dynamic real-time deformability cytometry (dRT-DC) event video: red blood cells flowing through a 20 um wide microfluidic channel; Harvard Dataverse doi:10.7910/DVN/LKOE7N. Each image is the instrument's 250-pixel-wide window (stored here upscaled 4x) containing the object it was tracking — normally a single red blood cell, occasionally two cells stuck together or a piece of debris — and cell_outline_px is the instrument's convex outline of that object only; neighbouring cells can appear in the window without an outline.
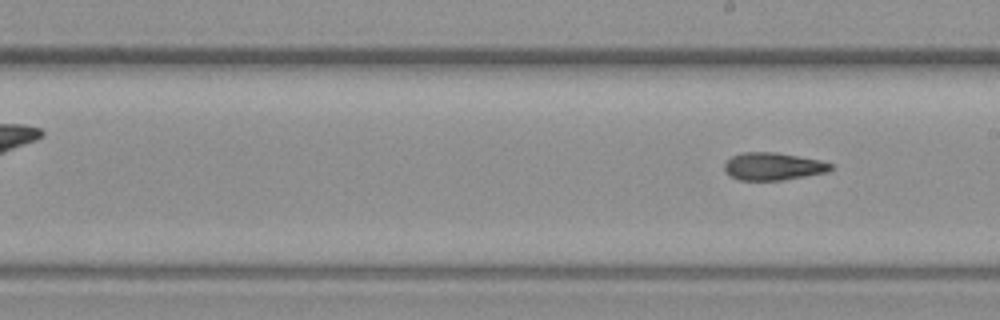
{"species": "common noctule bat (a hibernating species)", "species_latin": "Nyctalus noctula", "temperature_condition": "warm", "stored_images_in_passage": 13, "camera_frame_rate_fps": 3000, "um_per_image_px": 0.085, "animal": {"sex": "female", "body_mass_g": 19.3, "forearm_length_mm": 54.1}, "frame": {"image": 1, "passage_image": 13, "time_ms": 4.0, "image_size_px": [1000, 320], "cell_outline_px": [[832, 168], [828, 172], [780, 180], [736, 180], [724, 172], [724, 164], [732, 156], [744, 152], [776, 152], [820, 160], [832, 164]], "centroid_in_image_um": [65.68, 14.14], "position_along_channel_um": 223.3, "area_um2": 17.05}}